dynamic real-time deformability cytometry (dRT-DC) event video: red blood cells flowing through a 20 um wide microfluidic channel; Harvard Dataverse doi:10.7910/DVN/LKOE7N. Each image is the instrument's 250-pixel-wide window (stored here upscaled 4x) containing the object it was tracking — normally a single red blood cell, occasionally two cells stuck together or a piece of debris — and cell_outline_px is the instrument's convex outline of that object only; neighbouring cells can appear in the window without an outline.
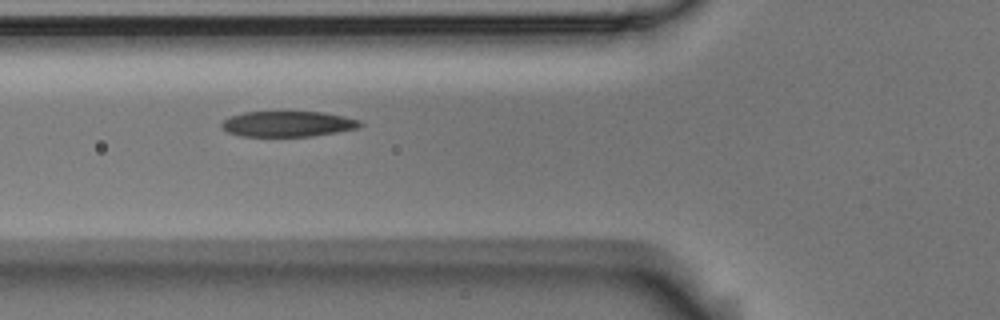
{"species": "Egyptian fruit bat (a non-hibernating species)", "species_latin": "Rousettus aegyptiacus", "temperature_condition": "room temperature", "stored_images_in_passage": 7, "camera_frame_rate_fps": 3000, "um_per_image_px": 0.085, "animal": {"sex": "male"}, "frame": {"image": 1, "passage_image": 3, "time_ms": 0.667, "image_size_px": [1000, 320], "cell_outline_px": [[364, 124], [356, 128], [336, 132], [312, 136], [240, 136], [228, 132], [220, 124], [224, 120], [232, 116], [244, 112], [324, 112], [344, 116], [360, 120]], "centroid_in_image_um": [24.48, 10.53], "position_along_channel_um": 101.3, "area_um2": 20.46}}
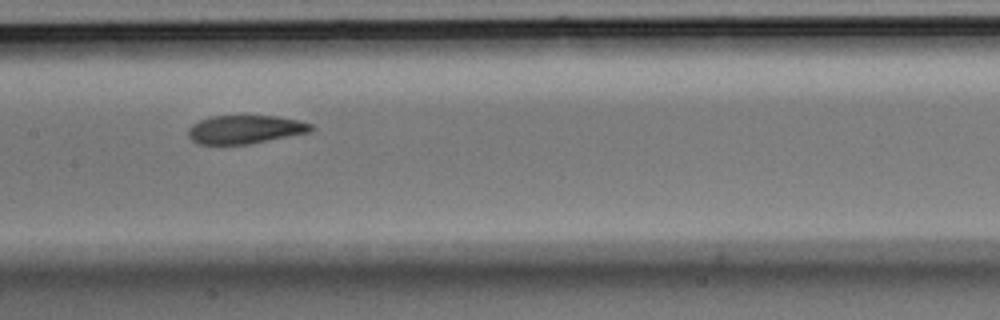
{"frame": {"image": 2, "passage_image": 5, "time_ms": 1.333, "image_size_px": [1000, 320], "cell_outline_px": [[316, 128], [312, 132], [248, 144], [200, 144], [192, 140], [188, 136], [188, 128], [192, 124], [200, 120], [212, 116], [276, 116], [300, 120], [312, 124]], "centroid_in_image_um": [20.88, 11.0], "position_along_channel_um": 186.5, "area_um2": 20.46}}
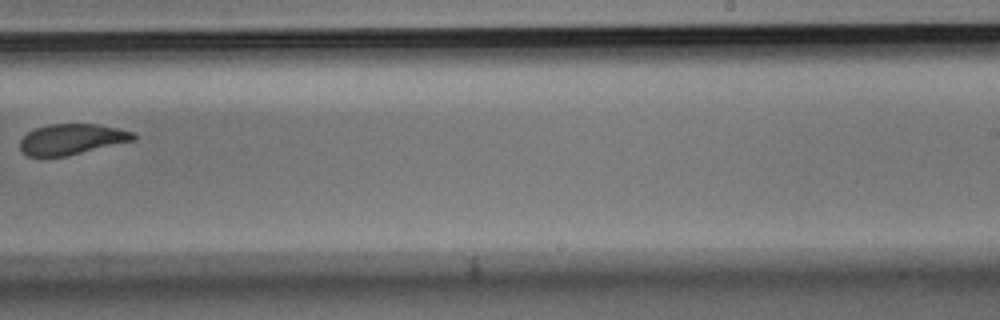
{"frame": {"image": 3, "passage_image": 7, "time_ms": 2.0, "image_size_px": [1000, 320], "cell_outline_px": [[136, 140], [64, 156], [28, 156], [20, 148], [20, 140], [28, 132], [36, 128], [48, 124], [96, 124], [136, 132]], "centroid_in_image_um": [6.12, 11.82], "position_along_channel_um": 282.9, "area_um2": 20.06}}